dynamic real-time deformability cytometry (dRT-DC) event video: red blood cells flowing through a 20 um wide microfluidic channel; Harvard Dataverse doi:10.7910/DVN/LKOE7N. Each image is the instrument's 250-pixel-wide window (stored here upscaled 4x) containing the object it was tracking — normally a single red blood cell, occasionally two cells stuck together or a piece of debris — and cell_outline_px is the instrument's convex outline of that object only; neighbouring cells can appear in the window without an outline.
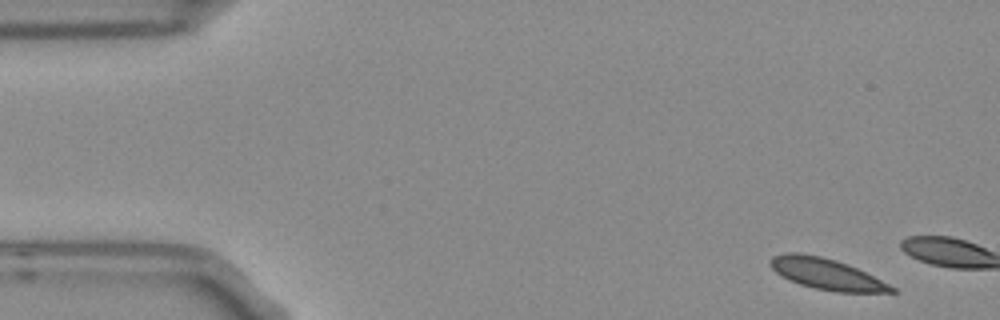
{"species": "Egyptian fruit bat (a non-hibernating species)", "species_latin": "Rousettus aegyptiacus", "temperature_condition": "room temperature", "stored_images_in_passage": 2, "segment_of_instrument_passage": [2, 2], "camera_frame_rate_fps": 3000, "um_per_image_px": 0.085, "frame": {"image": 1, "passage_image": 2, "time_ms": 0.333, "image_size_px": [1000, 320], "cell_outline_px": [[896, 292], [836, 292], [816, 288], [800, 284], [788, 280], [780, 276], [768, 264], [768, 260], [772, 256], [788, 252], [796, 252], [820, 256], [836, 260], [848, 264], [896, 288]], "centroid_in_image_um": [70.18, 23.27], "position_along_channel_um": 14.8, "area_um2": 21.79}}